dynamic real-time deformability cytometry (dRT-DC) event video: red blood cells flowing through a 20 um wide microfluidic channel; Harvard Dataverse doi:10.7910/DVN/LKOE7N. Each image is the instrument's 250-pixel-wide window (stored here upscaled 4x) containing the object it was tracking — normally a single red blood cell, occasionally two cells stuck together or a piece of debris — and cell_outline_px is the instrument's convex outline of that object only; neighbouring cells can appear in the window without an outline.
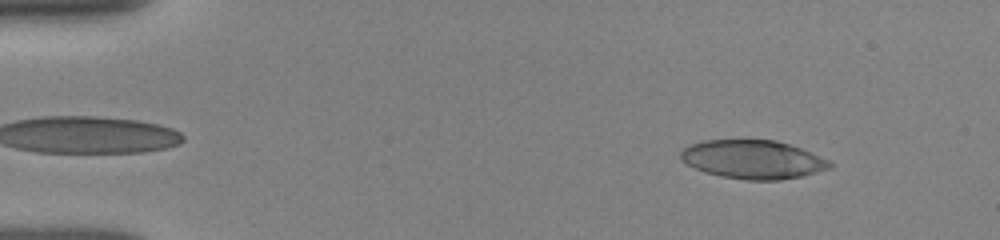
{"species": "human", "species_latin": "Homo sapiens", "temperature_condition": "room temperature", "stored_images_in_passage": 57, "camera_frame_rate_fps": 3000, "um_per_image_px": 0.085, "donor": {"sex": "female"}, "frame": {"image": 1, "passage_image": 5, "time_ms": 1.333, "image_size_px": [1000, 240], "cell_outline_px": [[832, 168], [800, 176], [780, 180], [744, 180], [720, 176], [704, 172], [680, 160], [680, 152], [688, 144], [704, 140], [776, 140], [800, 148], [828, 160], [832, 164]], "centroid_in_image_um": [63.95, 13.55], "position_along_channel_um": 21.0, "area_um2": 33.47}}
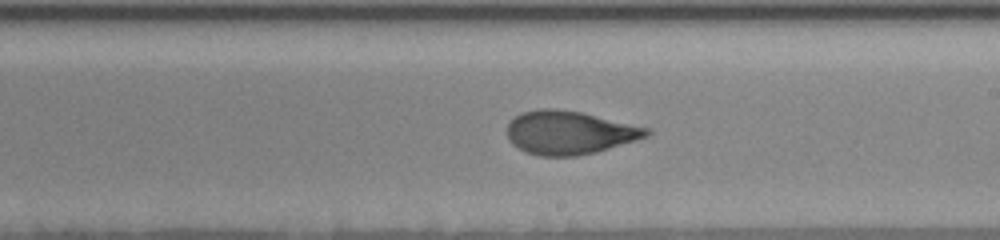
{"frame": {"image": 2, "passage_image": 31, "time_ms": 9.333, "image_size_px": [1000, 240], "cell_outline_px": [[652, 132], [648, 136], [596, 152], [576, 156], [540, 156], [524, 152], [512, 144], [508, 140], [508, 124], [520, 112], [540, 108], [556, 108], [580, 112], [648, 128]], "centroid_in_image_um": [48.35, 11.27], "position_along_channel_um": 240.6, "area_um2": 35.14}}
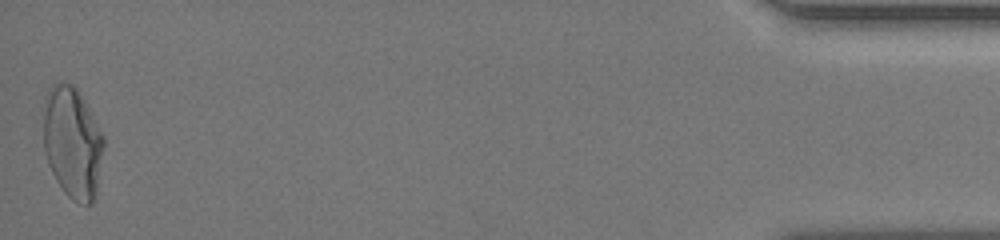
{"frame": {"image": 3, "passage_image": 57, "time_ms": 16.333, "image_size_px": [1000, 240], "cell_outline_px": [[104, 148], [96, 188], [92, 200], [88, 204], [84, 204], [72, 200], [64, 192], [56, 180], [48, 164], [44, 148], [44, 96], [48, 88], [52, 84], [60, 80], [72, 84], [76, 88], [84, 100], [104, 136]], "centroid_in_image_um": [6.14, 12.06], "position_along_channel_um": 429.1, "area_um2": 39.13}, "authors_computed_cell_mechanics": {"area_um2": 35.0846, "velocity_mm_per_s": 3.9075, "shape_relaxation_time_tau1_ms": 5.1205, "shape_relaxation_time_tau2_ms": 1.3997, "deformation_change_tau1": 0.19, "deformation_change_tau2": 0.079}}